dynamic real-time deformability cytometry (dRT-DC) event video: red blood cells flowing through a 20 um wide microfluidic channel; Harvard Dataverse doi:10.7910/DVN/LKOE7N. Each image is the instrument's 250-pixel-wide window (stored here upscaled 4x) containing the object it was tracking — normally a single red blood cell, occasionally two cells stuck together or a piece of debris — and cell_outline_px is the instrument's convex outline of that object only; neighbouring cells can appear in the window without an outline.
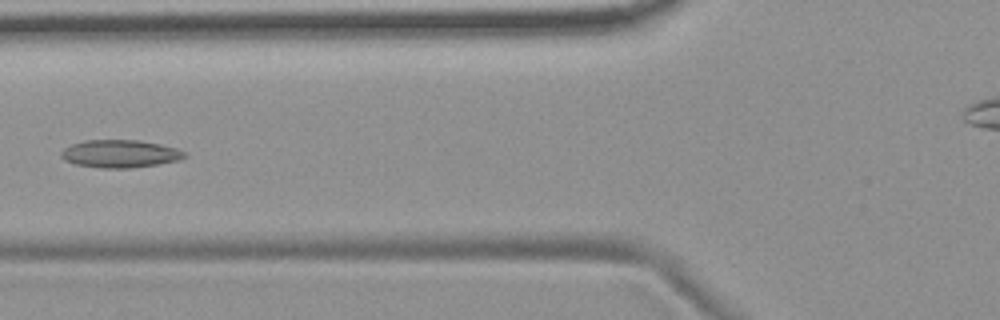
{"species": "common noctule bat (a hibernating species)", "species_latin": "Nyctalus noctula", "temperature_condition": "room temperature", "stored_images_in_passage": 8, "camera_frame_rate_fps": 3000, "um_per_image_px": 0.085, "animal": {"sex": "female", "body_mass_g": 19.9}, "frame": {"image": 1, "passage_image": 8, "time_ms": 8.667, "image_size_px": [1000, 320], "cell_outline_px": [[188, 156], [180, 160], [156, 164], [128, 168], [100, 168], [76, 164], [64, 160], [60, 156], [60, 152], [64, 148], [72, 144], [84, 140], [140, 140], [160, 144], [176, 148], [188, 152]], "centroid_in_image_um": [10.22, 13.06], "position_along_channel_um": 115.6, "area_um2": 20.06}}